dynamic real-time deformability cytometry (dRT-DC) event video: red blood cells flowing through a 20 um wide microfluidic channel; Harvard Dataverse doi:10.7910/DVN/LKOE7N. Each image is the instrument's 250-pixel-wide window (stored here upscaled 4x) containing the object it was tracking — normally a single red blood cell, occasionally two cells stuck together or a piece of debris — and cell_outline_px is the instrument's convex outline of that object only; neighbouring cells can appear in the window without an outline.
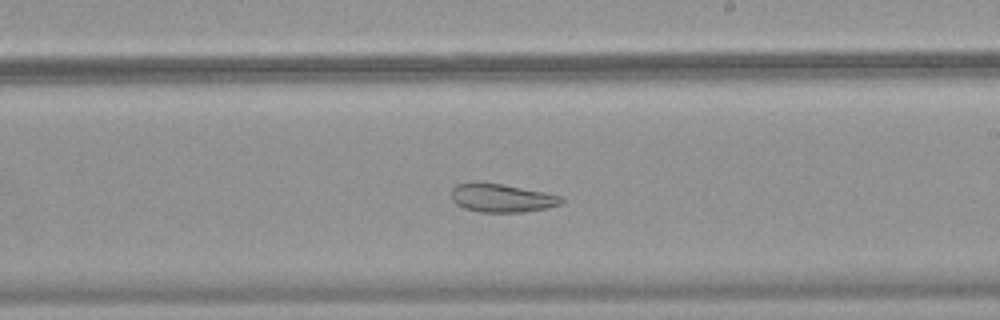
{"species": "common noctule bat (a hibernating species)", "species_latin": "Nyctalus noctula", "temperature_condition": "warm", "stored_images_in_passage": 50, "camera_frame_rate_fps": 3000, "um_per_image_px": 0.085, "animal": {"sex": "female", "body_mass_g": 18.4}, "frame": {"image": 1, "passage_image": 29, "time_ms": 9.333, "image_size_px": [1000, 320], "cell_outline_px": [[564, 200], [560, 204], [544, 208], [524, 212], [480, 212], [464, 208], [456, 204], [452, 200], [452, 188], [456, 184], [472, 180], [500, 184], [544, 192], [560, 196]], "centroid_in_image_um": [42.57, 16.81], "position_along_channel_um": 246.4, "area_um2": 18.26}}